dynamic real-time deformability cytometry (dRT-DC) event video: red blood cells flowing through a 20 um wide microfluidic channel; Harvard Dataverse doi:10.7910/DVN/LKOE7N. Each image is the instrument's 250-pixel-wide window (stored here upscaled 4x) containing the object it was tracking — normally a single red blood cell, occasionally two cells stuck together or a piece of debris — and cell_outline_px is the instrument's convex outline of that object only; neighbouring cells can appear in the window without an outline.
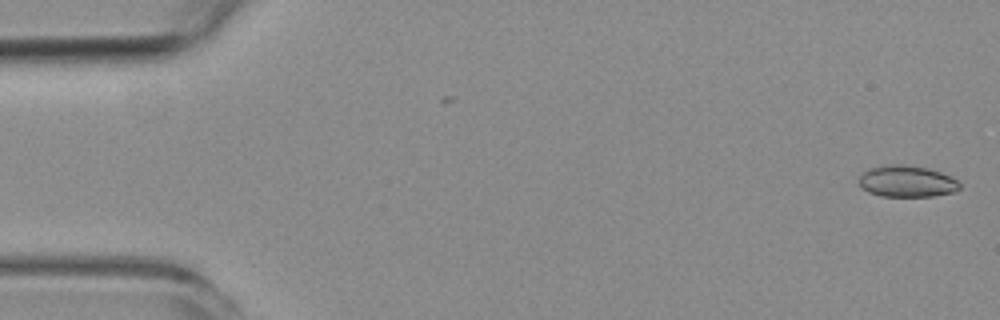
{"species": "common noctule bat (a hibernating species)", "species_latin": "Nyctalus noctula", "temperature_condition": "room temperature", "stored_images_in_passage": 5, "camera_frame_rate_fps": 3000, "um_per_image_px": 0.085, "animal": {"sex": "female", "body_mass_g": 19.3, "forearm_length_mm": 54.1}, "frame": {"image": 1, "passage_image": 1, "time_ms": 0.0, "image_size_px": [1000, 320], "cell_outline_px": [[960, 188], [956, 192], [932, 196], [880, 196], [868, 192], [860, 188], [860, 176], [868, 168], [888, 164], [904, 164], [928, 168], [940, 172], [956, 180], [960, 184]], "centroid_in_image_um": [77.06, 15.41], "position_along_channel_um": 7.9, "area_um2": 18.55}}
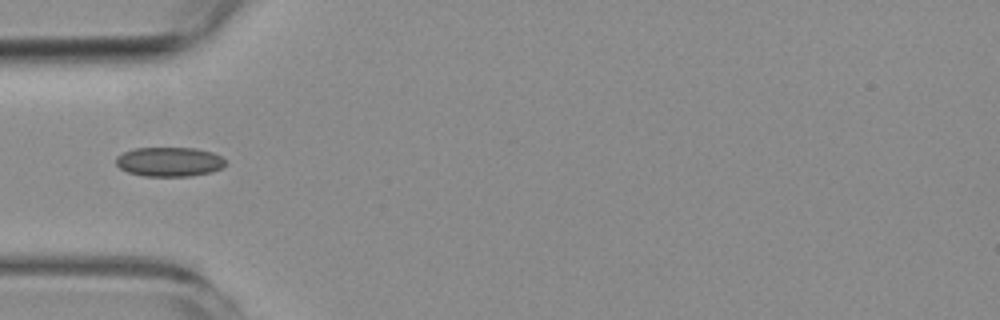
{"frame": {"image": 2, "passage_image": 5, "time_ms": 5.333, "image_size_px": [1000, 320], "cell_outline_px": [[228, 164], [212, 172], [192, 176], [144, 176], [128, 172], [120, 168], [116, 164], [116, 156], [124, 152], [136, 148], [196, 148], [212, 152], [220, 156]], "centroid_in_image_um": [14.4, 13.75], "position_along_channel_um": 70.6, "area_um2": 18.79}}